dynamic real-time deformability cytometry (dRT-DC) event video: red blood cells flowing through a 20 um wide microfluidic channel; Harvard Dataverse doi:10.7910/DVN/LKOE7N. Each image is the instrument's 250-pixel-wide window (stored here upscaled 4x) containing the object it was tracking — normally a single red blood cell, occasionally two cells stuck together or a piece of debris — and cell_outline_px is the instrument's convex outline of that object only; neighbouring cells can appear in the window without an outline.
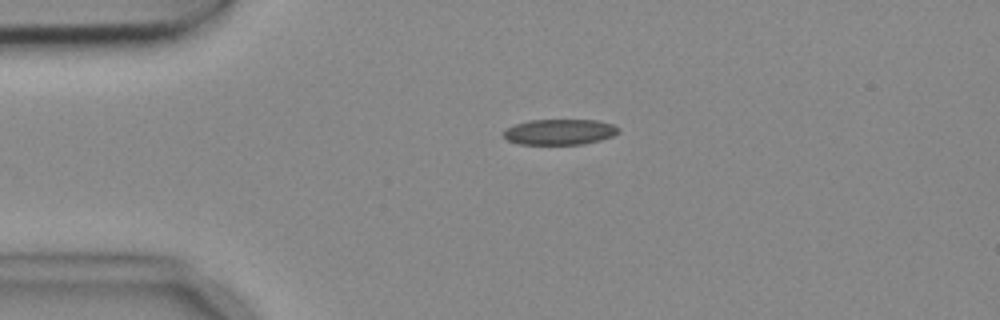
{"species": "common noctule bat (a hibernating species)", "species_latin": "Nyctalus noctula", "temperature_condition": "cold", "stored_images_in_passage": 5, "camera_frame_rate_fps": 3000, "um_per_image_px": 0.085, "animal": {"sex": "female", "body_mass_g": 18.4}, "frame": {"image": 1, "passage_image": 3, "time_ms": 0.667, "image_size_px": [1000, 320], "cell_outline_px": [[620, 132], [612, 136], [600, 140], [584, 144], [520, 144], [508, 140], [504, 136], [504, 132], [508, 128], [516, 124], [528, 120], [596, 120], [612, 124], [620, 128]], "centroid_in_image_um": [47.61, 11.21], "position_along_channel_um": 37.4, "area_um2": 17.05}}